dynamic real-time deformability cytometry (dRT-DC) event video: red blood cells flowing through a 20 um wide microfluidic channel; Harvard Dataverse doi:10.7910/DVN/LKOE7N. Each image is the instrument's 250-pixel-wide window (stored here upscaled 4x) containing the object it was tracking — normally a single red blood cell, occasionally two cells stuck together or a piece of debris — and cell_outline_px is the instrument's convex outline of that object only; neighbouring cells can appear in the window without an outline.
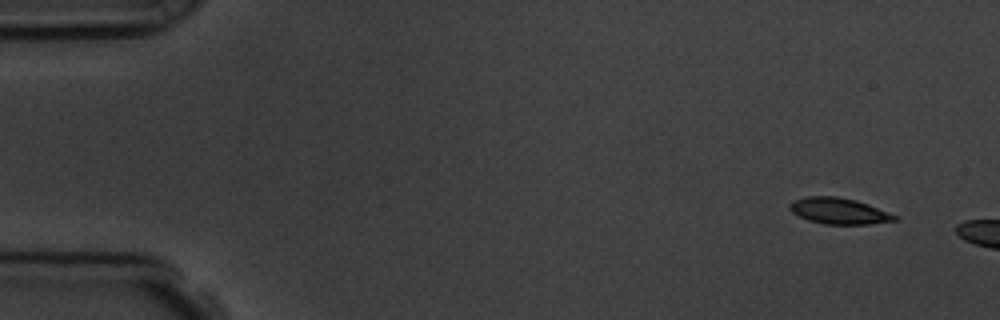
{"species": "common noctule bat (a hibernating species)", "species_latin": "Nyctalus noctula", "temperature_condition": "room temperature", "stored_images_in_passage": 2, "camera_frame_rate_fps": 3000, "um_per_image_px": 0.085, "animal": {"sex": "male", "body_mass_g": 19.5, "forearm_length_mm": 54.6}, "frame": {"image": 1, "passage_image": 1, "time_ms": 0.0, "image_size_px": [1000, 320], "cell_outline_px": [[900, 216], [896, 220], [868, 224], [824, 224], [808, 220], [792, 212], [788, 208], [788, 204], [792, 200], [808, 196], [836, 196], [856, 200], [868, 204]], "centroid_in_image_um": [71.3, 17.92], "position_along_channel_um": 13.7, "area_um2": 16.07}}